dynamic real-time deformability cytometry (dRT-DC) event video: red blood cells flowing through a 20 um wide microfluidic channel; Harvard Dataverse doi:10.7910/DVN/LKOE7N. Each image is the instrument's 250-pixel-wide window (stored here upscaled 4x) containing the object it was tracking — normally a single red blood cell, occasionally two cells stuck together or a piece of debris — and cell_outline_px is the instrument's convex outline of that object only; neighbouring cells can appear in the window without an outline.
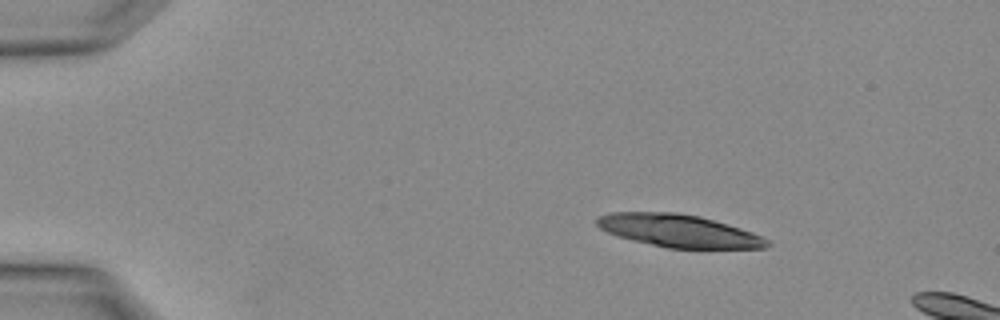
{"species": "Egyptian fruit bat (a non-hibernating species)", "species_latin": "Rousettus aegyptiacus", "temperature_condition": "warm", "stored_images_in_passage": 3, "camera_frame_rate_fps": 3000, "um_per_image_px": 0.085, "animal": {"sex": "female"}, "frame": {"image": 1, "passage_image": 1, "time_ms": 0.0, "image_size_px": [1000, 320], "cell_outline_px": [[772, 244], [764, 248], [668, 248], [632, 240], [616, 236], [600, 228], [596, 224], [596, 216], [608, 212], [676, 212], [700, 216], [740, 228], [752, 232], [768, 240]], "centroid_in_image_um": [57.64, 19.61], "position_along_channel_um": 27.4, "area_um2": 32.37}}